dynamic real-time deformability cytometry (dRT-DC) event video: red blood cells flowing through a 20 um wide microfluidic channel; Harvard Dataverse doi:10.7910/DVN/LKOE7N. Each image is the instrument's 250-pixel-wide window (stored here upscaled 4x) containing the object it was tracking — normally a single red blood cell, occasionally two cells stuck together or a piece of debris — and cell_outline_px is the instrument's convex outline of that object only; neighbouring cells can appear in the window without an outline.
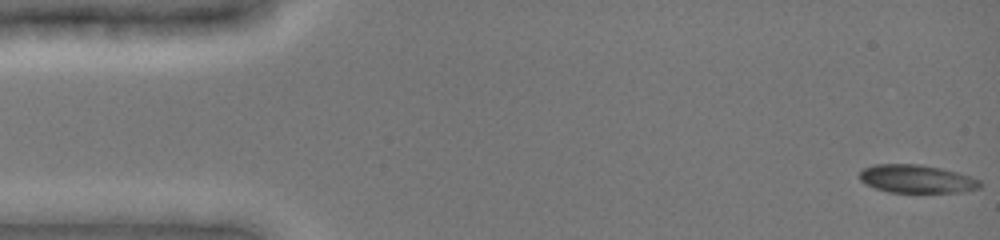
{"species": "common noctule bat (a hibernating species)", "species_latin": "Nyctalus noctula", "temperature_condition": "cold", "stored_images_in_passage": 48, "camera_frame_rate_fps": 3000, "um_per_image_px": 0.085, "animal": {"sex": "female", "body_mass_g": 19.0, "forearm_length_mm": 51.5}, "frame": {"image": 1, "passage_image": 1, "time_ms": 0.0, "image_size_px": [1000, 240], "cell_outline_px": [[984, 184], [980, 188], [964, 192], [888, 192], [864, 184], [860, 180], [860, 172], [864, 168], [872, 164], [920, 164], [940, 168], [956, 172], [980, 180]], "centroid_in_image_um": [77.92, 15.21], "position_along_channel_um": 7.1, "area_um2": 19.83}}
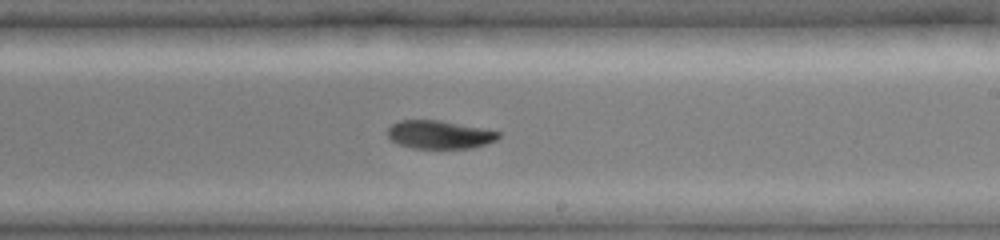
{"frame": {"image": 2, "passage_image": 29, "time_ms": 9.333, "image_size_px": [1000, 240], "cell_outline_px": [[500, 136], [496, 140], [472, 148], [412, 148], [400, 144], [392, 140], [388, 136], [388, 128], [392, 124], [400, 120], [440, 120], [500, 132]], "centroid_in_image_um": [37.34, 11.44], "position_along_channel_um": 251.7, "area_um2": 17.98}}
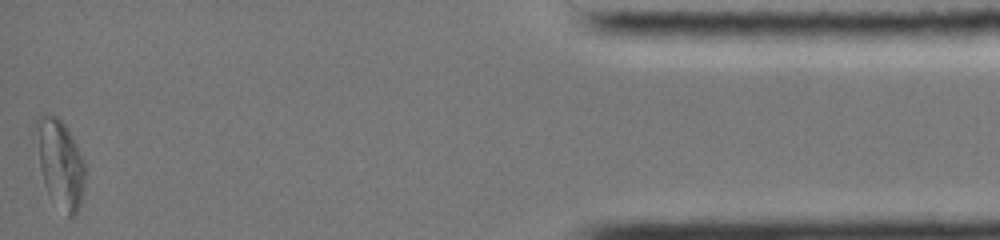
{"frame": {"image": 3, "passage_image": 48, "time_ms": 15.667, "image_size_px": [1000, 240], "cell_outline_px": [[84, 180], [80, 204], [76, 212], [72, 216], [68, 216], [48, 192], [44, 184], [32, 136], [32, 132], [36, 120], [44, 112], [48, 112], [56, 116], [64, 124], [72, 136], [84, 160]], "centroid_in_image_um": [5.04, 13.77], "position_along_channel_um": 430.2, "area_um2": 25.32}, "authors_computed_cell_mechanics": {"area_um2": 19.8543, "velocity_mm_per_s": 3.9453, "shape_relaxation_time_tau1_ms": 7.8099, "shape_relaxation_time_tau2_ms": null, "deformation_change_tau1": 0.1912, "deformation_change_tau2": null}}